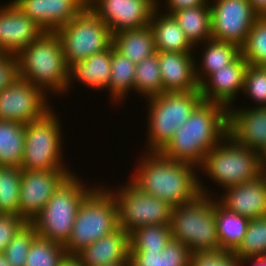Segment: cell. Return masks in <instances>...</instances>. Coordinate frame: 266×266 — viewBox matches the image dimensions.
Returning <instances> with one entry per match:
<instances>
[{
	"instance_id": "obj_1",
	"label": "cell",
	"mask_w": 266,
	"mask_h": 266,
	"mask_svg": "<svg viewBox=\"0 0 266 266\" xmlns=\"http://www.w3.org/2000/svg\"><path fill=\"white\" fill-rule=\"evenodd\" d=\"M138 158L135 172L127 178L141 191L172 207L191 202L200 194L214 197L218 194L204 185L199 177V167L193 164L169 159L160 152L143 151Z\"/></svg>"
},
{
	"instance_id": "obj_2",
	"label": "cell",
	"mask_w": 266,
	"mask_h": 266,
	"mask_svg": "<svg viewBox=\"0 0 266 266\" xmlns=\"http://www.w3.org/2000/svg\"><path fill=\"white\" fill-rule=\"evenodd\" d=\"M228 135V108L202 100L160 153L199 167L206 154Z\"/></svg>"
},
{
	"instance_id": "obj_3",
	"label": "cell",
	"mask_w": 266,
	"mask_h": 266,
	"mask_svg": "<svg viewBox=\"0 0 266 266\" xmlns=\"http://www.w3.org/2000/svg\"><path fill=\"white\" fill-rule=\"evenodd\" d=\"M18 74L43 90L48 96H64L69 81L60 38L55 32H44L17 55ZM54 92V93H53ZM50 94V95H49Z\"/></svg>"
},
{
	"instance_id": "obj_4",
	"label": "cell",
	"mask_w": 266,
	"mask_h": 266,
	"mask_svg": "<svg viewBox=\"0 0 266 266\" xmlns=\"http://www.w3.org/2000/svg\"><path fill=\"white\" fill-rule=\"evenodd\" d=\"M84 182L74 172L59 186L42 212L31 221L37 235L63 246L67 243L80 205L98 186L90 185L91 188Z\"/></svg>"
},
{
	"instance_id": "obj_5",
	"label": "cell",
	"mask_w": 266,
	"mask_h": 266,
	"mask_svg": "<svg viewBox=\"0 0 266 266\" xmlns=\"http://www.w3.org/2000/svg\"><path fill=\"white\" fill-rule=\"evenodd\" d=\"M203 100L200 89L186 92H163L146 98L147 152H160Z\"/></svg>"
},
{
	"instance_id": "obj_6",
	"label": "cell",
	"mask_w": 266,
	"mask_h": 266,
	"mask_svg": "<svg viewBox=\"0 0 266 266\" xmlns=\"http://www.w3.org/2000/svg\"><path fill=\"white\" fill-rule=\"evenodd\" d=\"M199 171L220 189L251 182L262 176L261 154L237 144L229 135L205 156Z\"/></svg>"
},
{
	"instance_id": "obj_7",
	"label": "cell",
	"mask_w": 266,
	"mask_h": 266,
	"mask_svg": "<svg viewBox=\"0 0 266 266\" xmlns=\"http://www.w3.org/2000/svg\"><path fill=\"white\" fill-rule=\"evenodd\" d=\"M172 239L195 251L221 249L216 225V197L200 194L191 202L172 207Z\"/></svg>"
},
{
	"instance_id": "obj_8",
	"label": "cell",
	"mask_w": 266,
	"mask_h": 266,
	"mask_svg": "<svg viewBox=\"0 0 266 266\" xmlns=\"http://www.w3.org/2000/svg\"><path fill=\"white\" fill-rule=\"evenodd\" d=\"M117 228L115 199L104 185L98 184L83 200L77 211L71 235L64 245L65 251L67 254L76 255Z\"/></svg>"
},
{
	"instance_id": "obj_9",
	"label": "cell",
	"mask_w": 266,
	"mask_h": 266,
	"mask_svg": "<svg viewBox=\"0 0 266 266\" xmlns=\"http://www.w3.org/2000/svg\"><path fill=\"white\" fill-rule=\"evenodd\" d=\"M53 109L41 119L25 124V147L21 169L72 170L65 164L63 126Z\"/></svg>"
},
{
	"instance_id": "obj_10",
	"label": "cell",
	"mask_w": 266,
	"mask_h": 266,
	"mask_svg": "<svg viewBox=\"0 0 266 266\" xmlns=\"http://www.w3.org/2000/svg\"><path fill=\"white\" fill-rule=\"evenodd\" d=\"M55 33L68 67L113 46L112 31L88 6Z\"/></svg>"
},
{
	"instance_id": "obj_11",
	"label": "cell",
	"mask_w": 266,
	"mask_h": 266,
	"mask_svg": "<svg viewBox=\"0 0 266 266\" xmlns=\"http://www.w3.org/2000/svg\"><path fill=\"white\" fill-rule=\"evenodd\" d=\"M117 205L118 227L130 233L145 225L170 224L172 206L157 197L141 191L130 180L109 188Z\"/></svg>"
},
{
	"instance_id": "obj_12",
	"label": "cell",
	"mask_w": 266,
	"mask_h": 266,
	"mask_svg": "<svg viewBox=\"0 0 266 266\" xmlns=\"http://www.w3.org/2000/svg\"><path fill=\"white\" fill-rule=\"evenodd\" d=\"M48 98L43 90L19 77L0 92V120L27 124L41 119L54 109Z\"/></svg>"
},
{
	"instance_id": "obj_13",
	"label": "cell",
	"mask_w": 266,
	"mask_h": 266,
	"mask_svg": "<svg viewBox=\"0 0 266 266\" xmlns=\"http://www.w3.org/2000/svg\"><path fill=\"white\" fill-rule=\"evenodd\" d=\"M212 39L230 42L240 48L259 17L249 0H209Z\"/></svg>"
},
{
	"instance_id": "obj_14",
	"label": "cell",
	"mask_w": 266,
	"mask_h": 266,
	"mask_svg": "<svg viewBox=\"0 0 266 266\" xmlns=\"http://www.w3.org/2000/svg\"><path fill=\"white\" fill-rule=\"evenodd\" d=\"M72 170L22 169L20 182V216L31 222L43 210L59 186L72 174Z\"/></svg>"
},
{
	"instance_id": "obj_15",
	"label": "cell",
	"mask_w": 266,
	"mask_h": 266,
	"mask_svg": "<svg viewBox=\"0 0 266 266\" xmlns=\"http://www.w3.org/2000/svg\"><path fill=\"white\" fill-rule=\"evenodd\" d=\"M87 6L112 33L135 29L150 23L156 0H88Z\"/></svg>"
},
{
	"instance_id": "obj_16",
	"label": "cell",
	"mask_w": 266,
	"mask_h": 266,
	"mask_svg": "<svg viewBox=\"0 0 266 266\" xmlns=\"http://www.w3.org/2000/svg\"><path fill=\"white\" fill-rule=\"evenodd\" d=\"M0 5V53L17 55L45 31L10 2Z\"/></svg>"
},
{
	"instance_id": "obj_17",
	"label": "cell",
	"mask_w": 266,
	"mask_h": 266,
	"mask_svg": "<svg viewBox=\"0 0 266 266\" xmlns=\"http://www.w3.org/2000/svg\"><path fill=\"white\" fill-rule=\"evenodd\" d=\"M228 135L237 144L262 154L266 150V107L230 106Z\"/></svg>"
},
{
	"instance_id": "obj_18",
	"label": "cell",
	"mask_w": 266,
	"mask_h": 266,
	"mask_svg": "<svg viewBox=\"0 0 266 266\" xmlns=\"http://www.w3.org/2000/svg\"><path fill=\"white\" fill-rule=\"evenodd\" d=\"M45 32H55L86 7L88 0H11Z\"/></svg>"
},
{
	"instance_id": "obj_19",
	"label": "cell",
	"mask_w": 266,
	"mask_h": 266,
	"mask_svg": "<svg viewBox=\"0 0 266 266\" xmlns=\"http://www.w3.org/2000/svg\"><path fill=\"white\" fill-rule=\"evenodd\" d=\"M248 65L240 55L227 67L216 70L199 86L203 100L220 103L227 108L232 106L236 97L242 94Z\"/></svg>"
},
{
	"instance_id": "obj_20",
	"label": "cell",
	"mask_w": 266,
	"mask_h": 266,
	"mask_svg": "<svg viewBox=\"0 0 266 266\" xmlns=\"http://www.w3.org/2000/svg\"><path fill=\"white\" fill-rule=\"evenodd\" d=\"M216 201L226 210L250 219L266 216V176L223 190Z\"/></svg>"
},
{
	"instance_id": "obj_21",
	"label": "cell",
	"mask_w": 266,
	"mask_h": 266,
	"mask_svg": "<svg viewBox=\"0 0 266 266\" xmlns=\"http://www.w3.org/2000/svg\"><path fill=\"white\" fill-rule=\"evenodd\" d=\"M163 83V92L199 90L195 76V53L156 52ZM195 55V56H194Z\"/></svg>"
},
{
	"instance_id": "obj_22",
	"label": "cell",
	"mask_w": 266,
	"mask_h": 266,
	"mask_svg": "<svg viewBox=\"0 0 266 266\" xmlns=\"http://www.w3.org/2000/svg\"><path fill=\"white\" fill-rule=\"evenodd\" d=\"M129 254V233L118 227L82 249L76 256L84 266H107L130 259Z\"/></svg>"
},
{
	"instance_id": "obj_23",
	"label": "cell",
	"mask_w": 266,
	"mask_h": 266,
	"mask_svg": "<svg viewBox=\"0 0 266 266\" xmlns=\"http://www.w3.org/2000/svg\"><path fill=\"white\" fill-rule=\"evenodd\" d=\"M112 47L89 58L74 63L69 67V81L67 85V96L74 83L85 85L95 90H105L108 87L111 76ZM71 87V88H70Z\"/></svg>"
},
{
	"instance_id": "obj_24",
	"label": "cell",
	"mask_w": 266,
	"mask_h": 266,
	"mask_svg": "<svg viewBox=\"0 0 266 266\" xmlns=\"http://www.w3.org/2000/svg\"><path fill=\"white\" fill-rule=\"evenodd\" d=\"M149 24L153 31L156 51L194 53V46L172 14L161 12L156 7Z\"/></svg>"
},
{
	"instance_id": "obj_25",
	"label": "cell",
	"mask_w": 266,
	"mask_h": 266,
	"mask_svg": "<svg viewBox=\"0 0 266 266\" xmlns=\"http://www.w3.org/2000/svg\"><path fill=\"white\" fill-rule=\"evenodd\" d=\"M203 44V45H202ZM195 46L194 52L201 48V57L195 61V76L200 86L216 70L227 67L241 55V48L230 42L207 40ZM203 47V48H202ZM198 61L200 62L198 64Z\"/></svg>"
},
{
	"instance_id": "obj_26",
	"label": "cell",
	"mask_w": 266,
	"mask_h": 266,
	"mask_svg": "<svg viewBox=\"0 0 266 266\" xmlns=\"http://www.w3.org/2000/svg\"><path fill=\"white\" fill-rule=\"evenodd\" d=\"M113 46L134 64L140 63L157 52L150 24L114 33Z\"/></svg>"
},
{
	"instance_id": "obj_27",
	"label": "cell",
	"mask_w": 266,
	"mask_h": 266,
	"mask_svg": "<svg viewBox=\"0 0 266 266\" xmlns=\"http://www.w3.org/2000/svg\"><path fill=\"white\" fill-rule=\"evenodd\" d=\"M172 15L194 47L212 39L209 1L202 6L179 9Z\"/></svg>"
},
{
	"instance_id": "obj_28",
	"label": "cell",
	"mask_w": 266,
	"mask_h": 266,
	"mask_svg": "<svg viewBox=\"0 0 266 266\" xmlns=\"http://www.w3.org/2000/svg\"><path fill=\"white\" fill-rule=\"evenodd\" d=\"M110 71L111 76L108 87L105 89V91L108 90L107 92L110 94H108V96L111 97V104L113 105V103L115 102L113 106L117 104L122 105L124 100H126L127 97H130L129 94L134 92L136 64L119 53L114 48V46H112V60Z\"/></svg>"
},
{
	"instance_id": "obj_29",
	"label": "cell",
	"mask_w": 266,
	"mask_h": 266,
	"mask_svg": "<svg viewBox=\"0 0 266 266\" xmlns=\"http://www.w3.org/2000/svg\"><path fill=\"white\" fill-rule=\"evenodd\" d=\"M191 251L171 239L162 252H130L131 266H189Z\"/></svg>"
},
{
	"instance_id": "obj_30",
	"label": "cell",
	"mask_w": 266,
	"mask_h": 266,
	"mask_svg": "<svg viewBox=\"0 0 266 266\" xmlns=\"http://www.w3.org/2000/svg\"><path fill=\"white\" fill-rule=\"evenodd\" d=\"M25 147V124L0 120V165L21 167Z\"/></svg>"
},
{
	"instance_id": "obj_31",
	"label": "cell",
	"mask_w": 266,
	"mask_h": 266,
	"mask_svg": "<svg viewBox=\"0 0 266 266\" xmlns=\"http://www.w3.org/2000/svg\"><path fill=\"white\" fill-rule=\"evenodd\" d=\"M249 219L232 213L216 201V225L221 249L235 251L243 241Z\"/></svg>"
},
{
	"instance_id": "obj_32",
	"label": "cell",
	"mask_w": 266,
	"mask_h": 266,
	"mask_svg": "<svg viewBox=\"0 0 266 266\" xmlns=\"http://www.w3.org/2000/svg\"><path fill=\"white\" fill-rule=\"evenodd\" d=\"M171 239L170 224L137 227L129 233L130 252H162Z\"/></svg>"
},
{
	"instance_id": "obj_33",
	"label": "cell",
	"mask_w": 266,
	"mask_h": 266,
	"mask_svg": "<svg viewBox=\"0 0 266 266\" xmlns=\"http://www.w3.org/2000/svg\"><path fill=\"white\" fill-rule=\"evenodd\" d=\"M134 92L144 99L163 93L157 53L136 64Z\"/></svg>"
},
{
	"instance_id": "obj_34",
	"label": "cell",
	"mask_w": 266,
	"mask_h": 266,
	"mask_svg": "<svg viewBox=\"0 0 266 266\" xmlns=\"http://www.w3.org/2000/svg\"><path fill=\"white\" fill-rule=\"evenodd\" d=\"M21 167L0 165V213L20 215Z\"/></svg>"
},
{
	"instance_id": "obj_35",
	"label": "cell",
	"mask_w": 266,
	"mask_h": 266,
	"mask_svg": "<svg viewBox=\"0 0 266 266\" xmlns=\"http://www.w3.org/2000/svg\"><path fill=\"white\" fill-rule=\"evenodd\" d=\"M63 245L37 235L25 259V266H59L66 255Z\"/></svg>"
},
{
	"instance_id": "obj_36",
	"label": "cell",
	"mask_w": 266,
	"mask_h": 266,
	"mask_svg": "<svg viewBox=\"0 0 266 266\" xmlns=\"http://www.w3.org/2000/svg\"><path fill=\"white\" fill-rule=\"evenodd\" d=\"M234 252L241 259L266 256V216L249 220L243 241Z\"/></svg>"
},
{
	"instance_id": "obj_37",
	"label": "cell",
	"mask_w": 266,
	"mask_h": 266,
	"mask_svg": "<svg viewBox=\"0 0 266 266\" xmlns=\"http://www.w3.org/2000/svg\"><path fill=\"white\" fill-rule=\"evenodd\" d=\"M241 55L250 65H266V17H258L250 29Z\"/></svg>"
},
{
	"instance_id": "obj_38",
	"label": "cell",
	"mask_w": 266,
	"mask_h": 266,
	"mask_svg": "<svg viewBox=\"0 0 266 266\" xmlns=\"http://www.w3.org/2000/svg\"><path fill=\"white\" fill-rule=\"evenodd\" d=\"M36 236V229L31 222H26L15 234L3 252L11 266H25L26 256Z\"/></svg>"
},
{
	"instance_id": "obj_39",
	"label": "cell",
	"mask_w": 266,
	"mask_h": 266,
	"mask_svg": "<svg viewBox=\"0 0 266 266\" xmlns=\"http://www.w3.org/2000/svg\"><path fill=\"white\" fill-rule=\"evenodd\" d=\"M242 94L255 103L253 107H266V68L265 66L248 65Z\"/></svg>"
},
{
	"instance_id": "obj_40",
	"label": "cell",
	"mask_w": 266,
	"mask_h": 266,
	"mask_svg": "<svg viewBox=\"0 0 266 266\" xmlns=\"http://www.w3.org/2000/svg\"><path fill=\"white\" fill-rule=\"evenodd\" d=\"M25 223L26 221L20 215L0 213V253L4 252Z\"/></svg>"
},
{
	"instance_id": "obj_41",
	"label": "cell",
	"mask_w": 266,
	"mask_h": 266,
	"mask_svg": "<svg viewBox=\"0 0 266 266\" xmlns=\"http://www.w3.org/2000/svg\"><path fill=\"white\" fill-rule=\"evenodd\" d=\"M17 78H19L17 56L0 53V92Z\"/></svg>"
},
{
	"instance_id": "obj_42",
	"label": "cell",
	"mask_w": 266,
	"mask_h": 266,
	"mask_svg": "<svg viewBox=\"0 0 266 266\" xmlns=\"http://www.w3.org/2000/svg\"><path fill=\"white\" fill-rule=\"evenodd\" d=\"M157 8L161 11H166L165 13L172 14L174 11L179 9L189 8V7H197L205 5L209 0H156ZM161 1H163L161 3ZM164 4V5H161ZM165 8V9H164ZM164 9V10H163Z\"/></svg>"
},
{
	"instance_id": "obj_43",
	"label": "cell",
	"mask_w": 266,
	"mask_h": 266,
	"mask_svg": "<svg viewBox=\"0 0 266 266\" xmlns=\"http://www.w3.org/2000/svg\"><path fill=\"white\" fill-rule=\"evenodd\" d=\"M217 250L191 253L189 266H216Z\"/></svg>"
},
{
	"instance_id": "obj_44",
	"label": "cell",
	"mask_w": 266,
	"mask_h": 266,
	"mask_svg": "<svg viewBox=\"0 0 266 266\" xmlns=\"http://www.w3.org/2000/svg\"><path fill=\"white\" fill-rule=\"evenodd\" d=\"M216 266H241V258L234 251L219 249Z\"/></svg>"
},
{
	"instance_id": "obj_45",
	"label": "cell",
	"mask_w": 266,
	"mask_h": 266,
	"mask_svg": "<svg viewBox=\"0 0 266 266\" xmlns=\"http://www.w3.org/2000/svg\"><path fill=\"white\" fill-rule=\"evenodd\" d=\"M249 2L259 17H266V0H249Z\"/></svg>"
},
{
	"instance_id": "obj_46",
	"label": "cell",
	"mask_w": 266,
	"mask_h": 266,
	"mask_svg": "<svg viewBox=\"0 0 266 266\" xmlns=\"http://www.w3.org/2000/svg\"><path fill=\"white\" fill-rule=\"evenodd\" d=\"M248 264L250 266H266V256L241 259V266H248Z\"/></svg>"
},
{
	"instance_id": "obj_47",
	"label": "cell",
	"mask_w": 266,
	"mask_h": 266,
	"mask_svg": "<svg viewBox=\"0 0 266 266\" xmlns=\"http://www.w3.org/2000/svg\"><path fill=\"white\" fill-rule=\"evenodd\" d=\"M59 266H84L76 255L66 254Z\"/></svg>"
},
{
	"instance_id": "obj_48",
	"label": "cell",
	"mask_w": 266,
	"mask_h": 266,
	"mask_svg": "<svg viewBox=\"0 0 266 266\" xmlns=\"http://www.w3.org/2000/svg\"><path fill=\"white\" fill-rule=\"evenodd\" d=\"M262 175L266 176V150L261 154Z\"/></svg>"
},
{
	"instance_id": "obj_49",
	"label": "cell",
	"mask_w": 266,
	"mask_h": 266,
	"mask_svg": "<svg viewBox=\"0 0 266 266\" xmlns=\"http://www.w3.org/2000/svg\"><path fill=\"white\" fill-rule=\"evenodd\" d=\"M0 266H11L3 253H0Z\"/></svg>"
},
{
	"instance_id": "obj_50",
	"label": "cell",
	"mask_w": 266,
	"mask_h": 266,
	"mask_svg": "<svg viewBox=\"0 0 266 266\" xmlns=\"http://www.w3.org/2000/svg\"><path fill=\"white\" fill-rule=\"evenodd\" d=\"M107 266H131V261H130V259H126L125 261H122L118 264H111V265H107Z\"/></svg>"
}]
</instances>
